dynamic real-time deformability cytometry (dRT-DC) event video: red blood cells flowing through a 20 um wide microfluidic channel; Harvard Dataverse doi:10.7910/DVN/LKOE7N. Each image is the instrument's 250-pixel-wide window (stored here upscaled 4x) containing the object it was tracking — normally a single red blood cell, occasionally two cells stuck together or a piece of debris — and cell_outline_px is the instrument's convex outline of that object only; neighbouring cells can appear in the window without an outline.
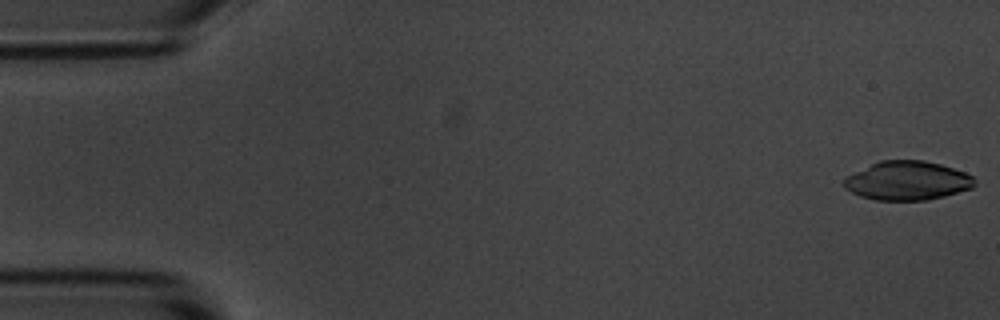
{"species": "common noctule bat (a hibernating species)", "species_latin": "Nyctalus noctula", "temperature_condition": "room temperature", "stored_images_in_passage": 54, "camera_frame_rate_fps": 3000, "um_per_image_px": 0.085, "animal": {"sex": "male", "body_mass_g": 20.1, "forearm_length_mm": 53.5}, "frame": {"image": 1, "passage_image": 1, "time_ms": 0.0, "image_size_px": [1000, 320], "cell_outline_px": [[976, 184], [972, 188], [944, 196], [928, 200], [876, 200], [860, 196], [844, 188], [844, 180], [848, 176], [880, 160], [924, 160], [940, 164], [964, 172], [972, 176], [976, 180]], "centroid_in_image_um": [77.15, 15.36], "position_along_channel_um": 7.8, "area_um2": 29.42}}